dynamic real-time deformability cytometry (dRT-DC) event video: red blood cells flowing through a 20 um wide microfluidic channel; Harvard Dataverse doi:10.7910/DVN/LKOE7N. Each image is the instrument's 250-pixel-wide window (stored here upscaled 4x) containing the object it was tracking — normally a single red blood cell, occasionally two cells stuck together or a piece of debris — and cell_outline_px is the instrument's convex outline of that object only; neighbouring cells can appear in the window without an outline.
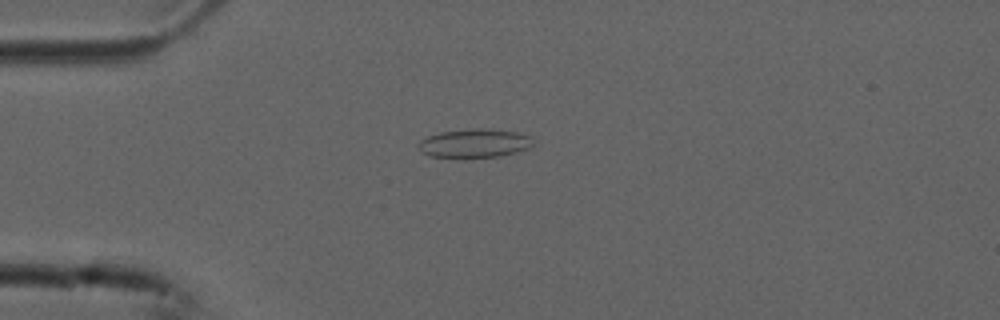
{"species": "common noctule bat (a hibernating species)", "species_latin": "Nyctalus noctula", "temperature_condition": "cold", "stored_images_in_passage": 5, "camera_frame_rate_fps": 3000, "um_per_image_px": 0.085, "animal": {"sex": "male", "forearm_length_mm": 52.5}, "frame": {"image": 1, "passage_image": 4, "time_ms": 1.0, "image_size_px": [1000, 320], "cell_outline_px": [[532, 144], [528, 148], [516, 152], [500, 156], [464, 160], [428, 156], [420, 152], [416, 148], [416, 144], [420, 140], [428, 136], [440, 132], [472, 128], [488, 128], [516, 132], [532, 136]], "centroid_in_image_um": [40.25, 12.21], "position_along_channel_um": 44.8, "area_um2": 20.11}}